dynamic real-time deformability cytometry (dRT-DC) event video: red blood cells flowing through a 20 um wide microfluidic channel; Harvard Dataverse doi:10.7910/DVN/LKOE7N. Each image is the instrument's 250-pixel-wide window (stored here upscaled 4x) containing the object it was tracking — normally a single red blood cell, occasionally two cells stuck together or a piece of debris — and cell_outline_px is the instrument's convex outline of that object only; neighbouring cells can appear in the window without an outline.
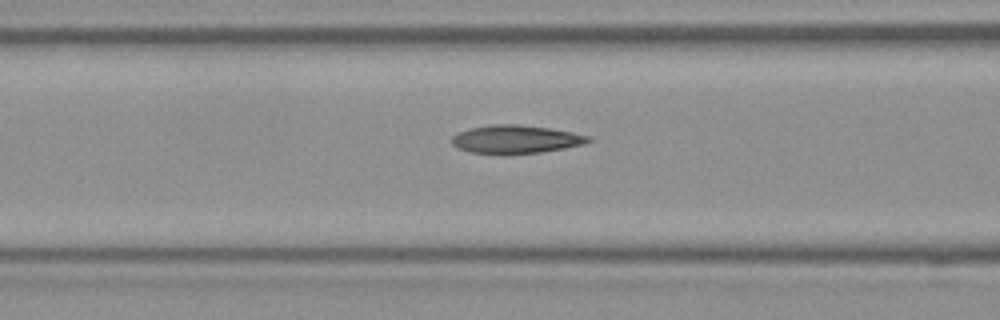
{"species": "Egyptian fruit bat (a non-hibernating species)", "species_latin": "Rousettus aegyptiacus", "temperature_condition": "room temperature", "stored_images_in_passage": 8, "camera_frame_rate_fps": 3000, "um_per_image_px": 0.085, "frame": {"image": 1, "passage_image": 6, "time_ms": 1.667, "image_size_px": [1000, 320], "cell_outline_px": [[596, 140], [584, 144], [564, 148], [540, 152], [508, 156], [504, 156], [468, 152], [456, 148], [452, 144], [452, 136], [460, 132], [472, 128], [492, 124], [516, 124], [548, 128], [572, 132], [592, 136]], "centroid_in_image_um": [43.85, 11.87], "position_along_channel_um": 122.7, "area_um2": 23.06}}